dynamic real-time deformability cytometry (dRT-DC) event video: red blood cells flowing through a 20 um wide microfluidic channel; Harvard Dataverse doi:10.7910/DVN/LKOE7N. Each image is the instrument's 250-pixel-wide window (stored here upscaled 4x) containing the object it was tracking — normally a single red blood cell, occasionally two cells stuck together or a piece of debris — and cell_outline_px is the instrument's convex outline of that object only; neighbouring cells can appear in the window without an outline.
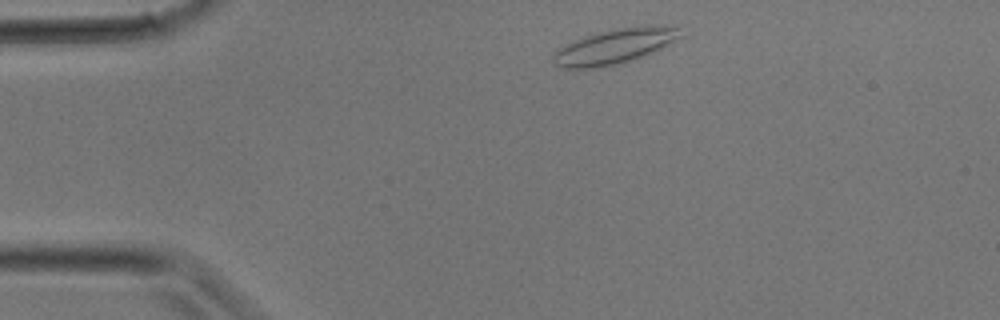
{"species": "common noctule bat (a hibernating species)", "species_latin": "Nyctalus noctula", "temperature_condition": "room temperature", "stored_images_in_passage": 27, "camera_frame_rate_fps": 3000, "um_per_image_px": 0.085, "animal": {"sex": "male", "body_mass_g": 17.9}, "frame": {"image": 1, "passage_image": 2, "time_ms": 0.333, "image_size_px": [1000, 320], "cell_outline_px": [[684, 36], [644, 56], [624, 64], [600, 68], [560, 68], [552, 60], [552, 52], [584, 36], [600, 32], [620, 28], [648, 24], [652, 24], [676, 28]], "centroid_in_image_um": [52.24, 3.96], "position_along_channel_um": 32.8, "area_um2": 26.01}}
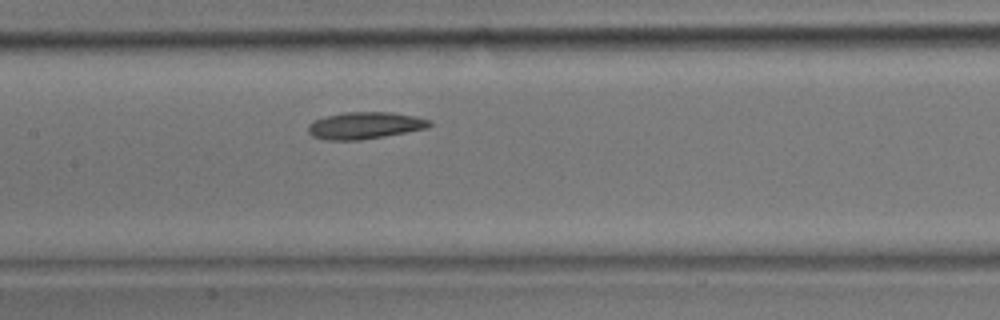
{"frame": {"image": 2, "passage_image": 11, "time_ms": 3.333, "image_size_px": [1000, 320], "cell_outline_px": [[432, 124], [428, 128], [384, 136], [360, 140], [328, 140], [312, 136], [308, 132], [308, 124], [324, 116], [344, 112], [392, 112], [416, 116], [432, 120]], "centroid_in_image_um": [31.04, 10.66], "position_along_channel_um": 176.4, "area_um2": 19.13}}
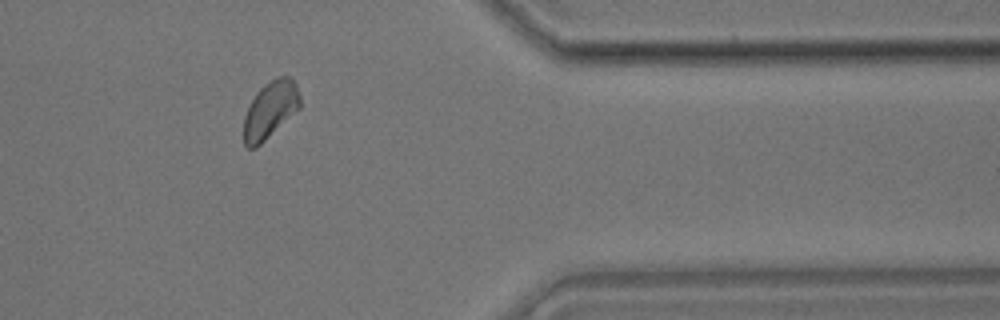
{"frame": {"image": 3, "passage_image": 22, "time_ms": 7.0, "image_size_px": [1000, 320], "cell_outline_px": [[300, 108], [256, 148], [248, 148], [244, 144], [244, 116], [256, 92], [264, 84], [276, 76], [288, 76], [296, 84], [300, 96]], "centroid_in_image_um": [22.97, 9.32], "position_along_channel_um": 388.4, "area_um2": 18.61}}